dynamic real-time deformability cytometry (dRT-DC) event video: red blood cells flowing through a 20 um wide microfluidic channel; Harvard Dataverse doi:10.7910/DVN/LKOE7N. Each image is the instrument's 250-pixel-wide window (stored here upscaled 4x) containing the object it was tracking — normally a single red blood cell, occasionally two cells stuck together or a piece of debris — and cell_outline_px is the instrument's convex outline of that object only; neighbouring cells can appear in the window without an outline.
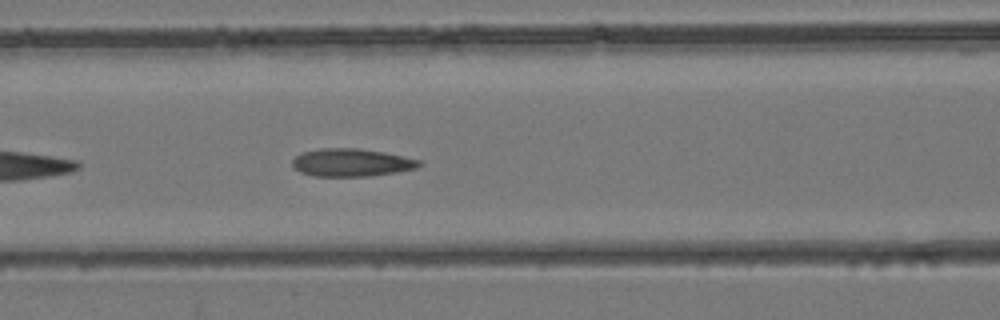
{"species": "common noctule bat (a hibernating species)", "species_latin": "Nyctalus noctula", "temperature_condition": "room temperature", "stored_images_in_passage": 13, "camera_frame_rate_fps": 3000, "um_per_image_px": 0.085, "animal": {"sex": "female", "body_mass_g": 24.6, "forearm_length_mm": 56.2}, "frame": {"image": 1, "passage_image": 8, "time_ms": 2.333, "image_size_px": [1000, 320], "cell_outline_px": [[424, 164], [416, 168], [396, 172], [368, 176], [312, 176], [300, 172], [292, 168], [292, 160], [300, 152], [320, 148], [360, 148], [384, 152], [404, 156], [420, 160]], "centroid_in_image_um": [29.85, 13.81], "position_along_channel_um": 136.8, "area_um2": 20.81}}
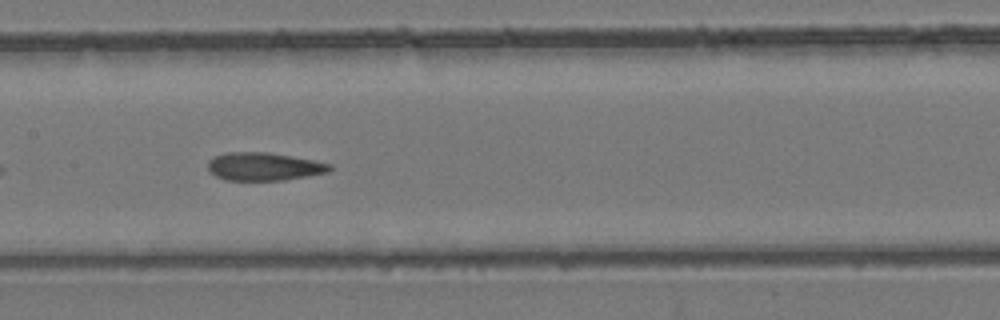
{"frame": {"image": 2, "passage_image": 11, "time_ms": 3.333, "image_size_px": [1000, 320], "cell_outline_px": [[332, 168], [328, 172], [308, 176], [284, 180], [224, 180], [216, 176], [208, 168], [208, 160], [216, 156], [228, 152], [268, 152], [312, 160], [332, 164]], "centroid_in_image_um": [22.44, 14.16], "position_along_channel_um": 185.0, "area_um2": 19.77}}